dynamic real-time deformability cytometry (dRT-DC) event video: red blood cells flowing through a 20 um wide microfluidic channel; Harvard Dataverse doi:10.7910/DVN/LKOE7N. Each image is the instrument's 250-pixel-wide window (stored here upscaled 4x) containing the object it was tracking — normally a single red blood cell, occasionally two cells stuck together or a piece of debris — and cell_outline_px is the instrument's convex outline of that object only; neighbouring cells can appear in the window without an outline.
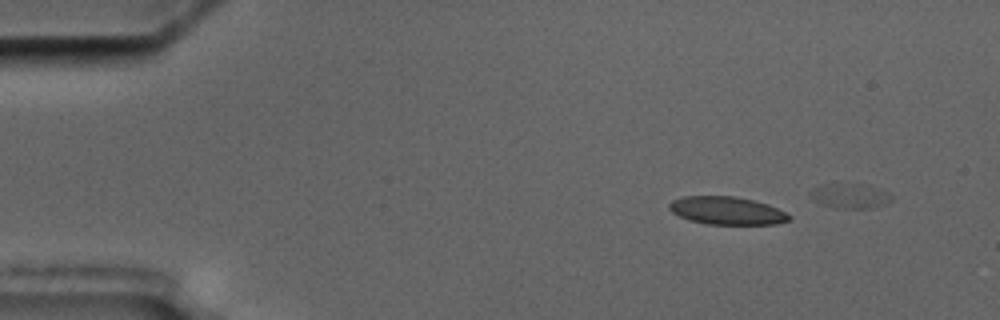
{"species": "common noctule bat (a hibernating species)", "species_latin": "Nyctalus noctula", "temperature_condition": "cold", "stored_images_in_passage": 4, "camera_frame_rate_fps": 3000, "um_per_image_px": 0.085, "animal": {"sex": "male", "body_mass_g": 17.5, "forearm_length_mm": 52.3}, "frame": {"image": 1, "passage_image": 2, "time_ms": 2.0, "image_size_px": [1000, 320], "cell_outline_px": [[792, 220], [776, 224], [708, 224], [688, 220], [672, 212], [668, 208], [668, 204], [672, 200], [684, 196], [736, 196], [768, 204], [792, 216]], "centroid_in_image_um": [61.78, 17.9], "position_along_channel_um": 23.2, "area_um2": 19.54}}